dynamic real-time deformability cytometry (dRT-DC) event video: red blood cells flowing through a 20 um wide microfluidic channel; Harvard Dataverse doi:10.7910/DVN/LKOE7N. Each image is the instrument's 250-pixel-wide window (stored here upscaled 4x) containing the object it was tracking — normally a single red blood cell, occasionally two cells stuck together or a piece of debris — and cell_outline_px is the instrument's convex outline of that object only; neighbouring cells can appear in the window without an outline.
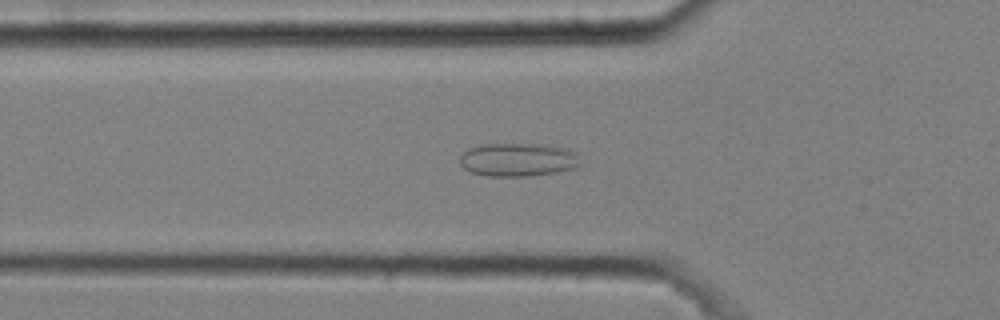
{"species": "common noctule bat (a hibernating species)", "species_latin": "Nyctalus noctula", "temperature_condition": "cold", "stored_images_in_passage": 51, "camera_frame_rate_fps": 3000, "um_per_image_px": 0.085, "animal": {"sex": "male", "body_mass_g": 20.4}, "frame": {"image": 1, "passage_image": 17, "time_ms": 5.333, "image_size_px": [1000, 320], "cell_outline_px": [[580, 164], [576, 168], [556, 172], [528, 176], [488, 176], [472, 172], [464, 168], [460, 164], [460, 156], [468, 148], [480, 144], [540, 144], [564, 148], [576, 152]], "centroid_in_image_um": [44.01, 13.57], "position_along_channel_um": 81.8, "area_um2": 23.41}}
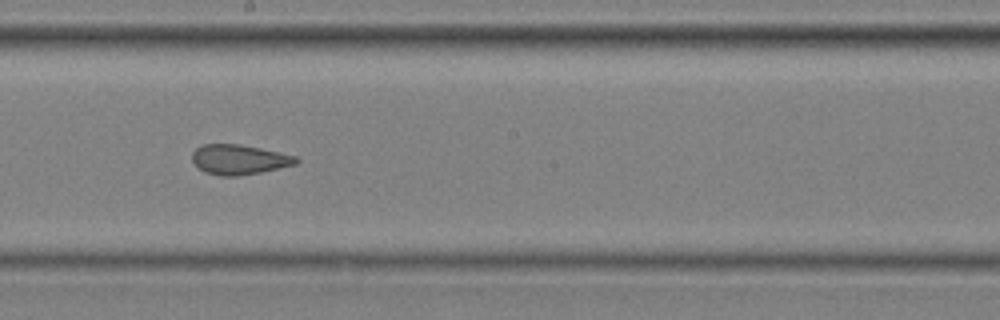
{"frame": {"image": 2, "passage_image": 29, "time_ms": 9.333, "image_size_px": [1000, 320], "cell_outline_px": [[300, 160], [296, 164], [260, 172], [236, 176], [220, 176], [204, 172], [192, 160], [192, 152], [196, 148], [204, 144], [240, 144], [260, 148], [296, 156]], "centroid_in_image_um": [20.31, 13.56], "position_along_channel_um": 227.9, "area_um2": 17.98}}
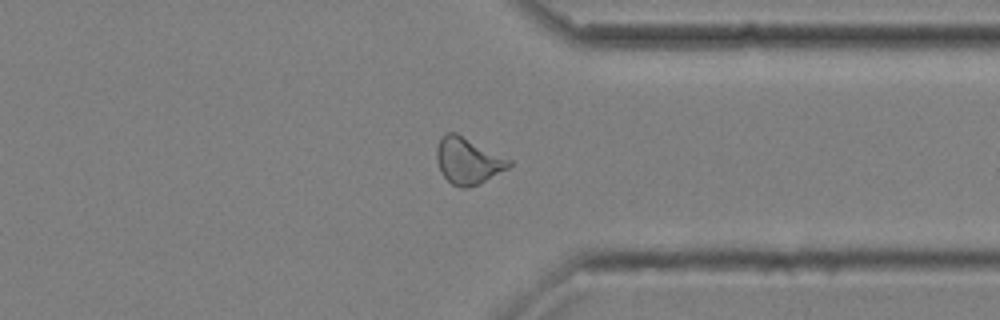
{"frame": {"image": 3, "passage_image": 41, "time_ms": 13.333, "image_size_px": [1000, 320], "cell_outline_px": [[512, 164], [508, 168], [480, 184], [468, 188], [460, 188], [452, 184], [440, 172], [436, 160], [436, 148], [440, 140], [448, 132], [456, 132], [512, 160]], "centroid_in_image_um": [39.78, 13.68], "position_along_channel_um": 371.6, "area_um2": 19.65}, "authors_computed_cell_mechanics": {"area_um2": 19.652, "velocity_mm_per_s": 3.6408, "shape_relaxation_time_tau1_ms": null, "shape_relaxation_time_tau2_ms": 2.3067, "deformation_change_tau1": null, "deformation_change_tau2": 0.0866}}